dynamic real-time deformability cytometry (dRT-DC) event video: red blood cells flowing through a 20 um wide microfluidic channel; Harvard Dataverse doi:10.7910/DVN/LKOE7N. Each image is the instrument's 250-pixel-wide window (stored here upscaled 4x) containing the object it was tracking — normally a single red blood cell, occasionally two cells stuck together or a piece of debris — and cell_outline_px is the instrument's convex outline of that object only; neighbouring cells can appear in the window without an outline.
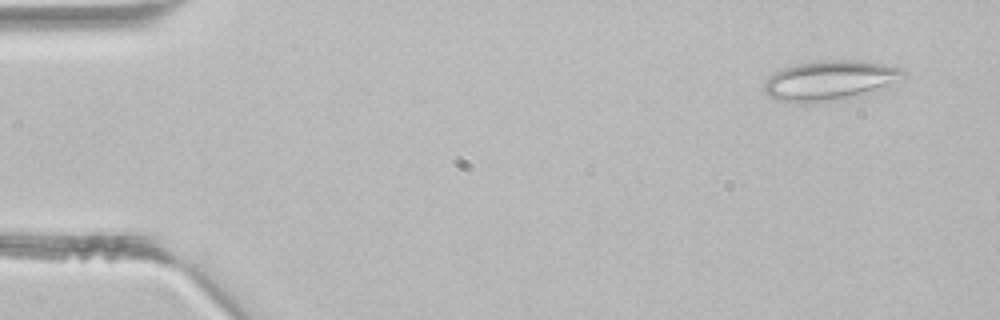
{"species": "common noctule bat (a hibernating species)", "species_latin": "Nyctalus noctula", "temperature_condition": "room temperature", "stored_images_in_passage": 3, "camera_frame_rate_fps": 3000, "um_per_image_px": 0.085, "animal": {"sex": "male", "body_mass_g": 21.5, "forearm_length_mm": 52.0}, "frame": {"image": 1, "passage_image": 1, "time_ms": 0.0, "image_size_px": [1000, 320], "cell_outline_px": [[908, 76], [876, 92], [864, 96], [808, 104], [804, 104], [776, 100], [768, 96], [764, 92], [764, 80], [772, 72], [796, 64], [820, 60], [856, 60], [884, 64], [904, 68], [908, 72]], "centroid_in_image_um": [70.58, 6.86], "position_along_channel_um": 14.4, "area_um2": 33.41}}